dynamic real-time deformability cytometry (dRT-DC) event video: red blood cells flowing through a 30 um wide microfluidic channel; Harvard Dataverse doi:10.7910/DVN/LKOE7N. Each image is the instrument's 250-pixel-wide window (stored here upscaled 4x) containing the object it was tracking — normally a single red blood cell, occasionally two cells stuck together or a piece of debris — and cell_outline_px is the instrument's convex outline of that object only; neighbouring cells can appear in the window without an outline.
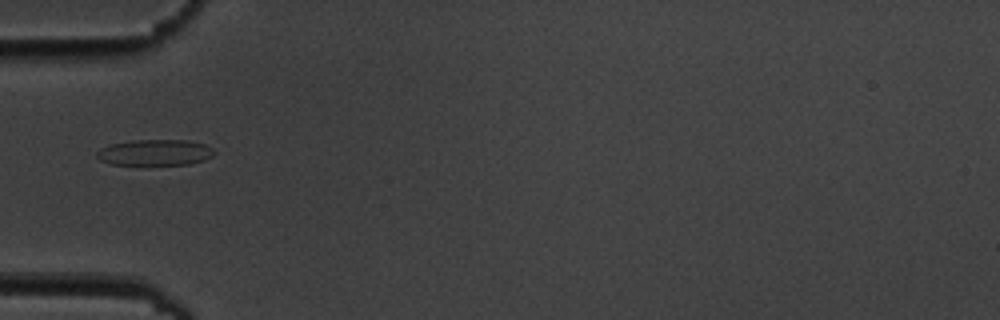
{"species": "common noctule bat (a hibernating species)", "species_latin": "Nyctalus noctula", "temperature_condition": "cold", "stored_images_in_passage": 11, "camera_frame_rate_fps": 3000, "um_per_image_px": 0.085, "animal": {"sex": "male", "body_mass_g": 19.5, "forearm_length_mm": 54.6}, "frame": {"image": 1, "passage_image": 1, "time_ms": 0.0, "image_size_px": [1000, 320], "cell_outline_px": [[216, 152], [212, 156], [204, 160], [188, 164], [112, 164], [100, 160], [96, 156], [96, 152], [100, 148], [108, 144], [132, 140], [188, 140], [204, 144], [212, 148]], "centroid_in_image_um": [13.16, 12.95], "position_along_channel_um": 71.8, "area_um2": 17.74}}
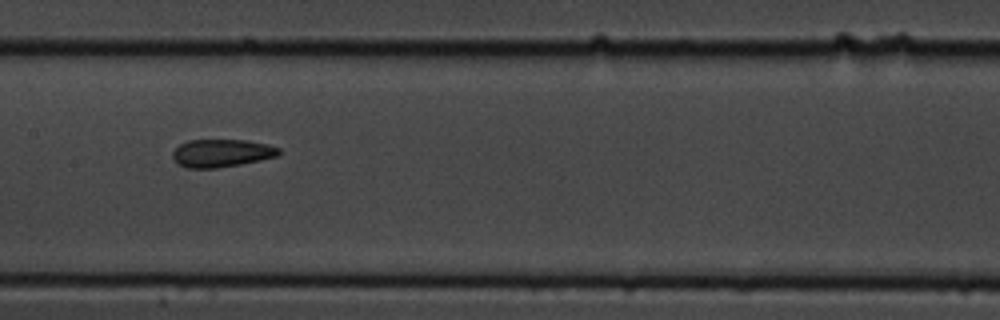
{"frame": {"image": 2, "passage_image": 4, "time_ms": 3.333, "image_size_px": [1000, 320], "cell_outline_px": [[280, 152], [276, 156], [260, 160], [240, 164], [216, 168], [188, 168], [176, 164], [172, 156], [172, 152], [180, 144], [188, 140], [248, 140], [268, 144], [280, 148]], "centroid_in_image_um": [18.81, 13.01], "position_along_channel_um": 188.6, "area_um2": 17.28}}
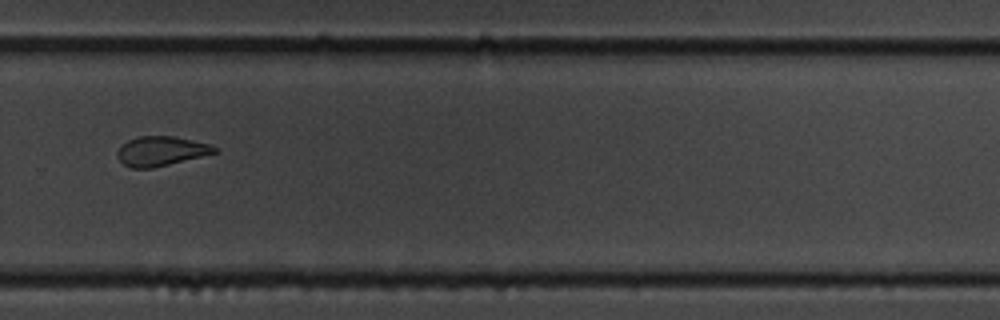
{"frame": {"image": 3, "passage_image": 7, "time_ms": 7.0, "image_size_px": [1000, 320], "cell_outline_px": [[216, 152], [152, 168], [132, 168], [124, 164], [116, 156], [116, 152], [128, 140], [140, 136], [172, 136], [212, 144], [216, 148]], "centroid_in_image_um": [13.66, 12.83], "position_along_channel_um": 316.1, "area_um2": 16.36}, "authors_computed_cell_mechanics": {"area_um2": 17.7446, "velocity_mm_per_s": 3.4973, "shape_relaxation_time_tau1_ms": 11.1906, "shape_relaxation_time_tau2_ms": 3.6943, "deformation_change_tau1": 0.1656, "deformation_change_tau2": 0.0736}}